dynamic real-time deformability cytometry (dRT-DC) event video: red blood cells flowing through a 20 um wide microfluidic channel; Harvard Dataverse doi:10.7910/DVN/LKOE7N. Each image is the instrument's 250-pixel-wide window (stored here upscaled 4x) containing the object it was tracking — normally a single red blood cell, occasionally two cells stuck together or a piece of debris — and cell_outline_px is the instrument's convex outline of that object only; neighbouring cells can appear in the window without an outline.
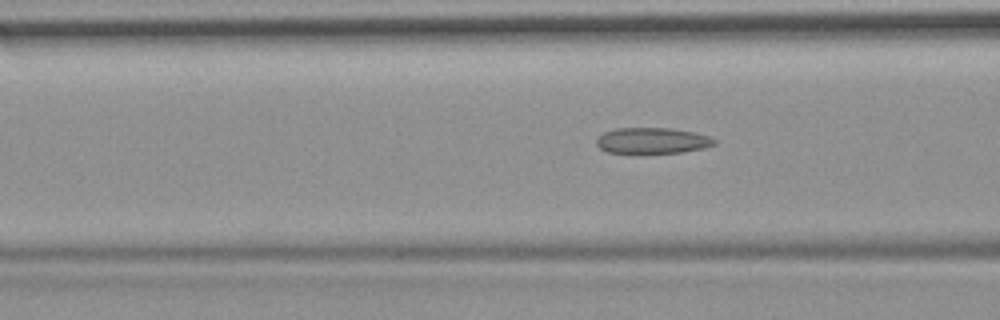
{"species": "common noctule bat (a hibernating species)", "species_latin": "Nyctalus noctula", "temperature_condition": "room temperature", "stored_images_in_passage": 5, "camera_frame_rate_fps": 3000, "um_per_image_px": 0.085, "animal": {"sex": "female", "body_mass_g": 19.9}, "frame": {"image": 1, "passage_image": 5, "time_ms": 1.333, "image_size_px": [1000, 320], "cell_outline_px": [[716, 144], [704, 148], [680, 152], [608, 152], [600, 148], [596, 144], [596, 140], [604, 132], [616, 128], [668, 128], [692, 132], [708, 136], [716, 140]], "centroid_in_image_um": [55.44, 11.94], "position_along_channel_um": 111.2, "area_um2": 17.4}}